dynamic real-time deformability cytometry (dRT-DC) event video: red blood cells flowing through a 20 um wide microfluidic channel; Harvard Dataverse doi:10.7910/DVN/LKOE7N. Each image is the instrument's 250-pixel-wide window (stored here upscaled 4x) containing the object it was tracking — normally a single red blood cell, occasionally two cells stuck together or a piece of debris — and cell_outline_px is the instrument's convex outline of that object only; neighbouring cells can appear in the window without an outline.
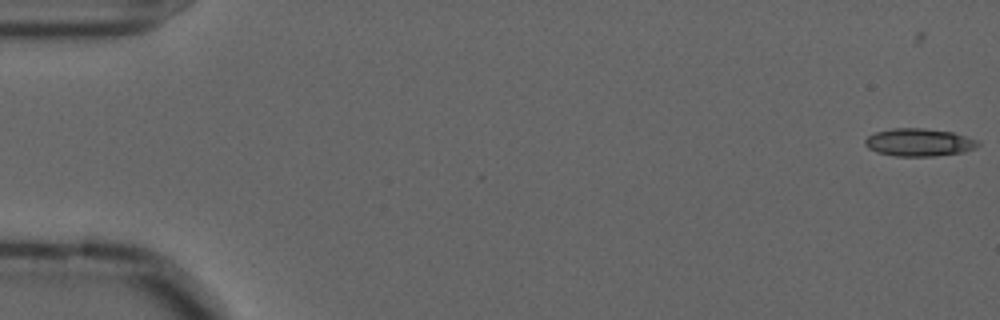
{"species": "common noctule bat (a hibernating species)", "species_latin": "Nyctalus noctula", "temperature_condition": "cold", "stored_images_in_passage": 50, "camera_frame_rate_fps": 3000, "um_per_image_px": 0.085, "animal": {"sex": "male", "forearm_length_mm": 52.5}, "frame": {"image": 1, "passage_image": 3, "time_ms": 0.667, "image_size_px": [1000, 320], "cell_outline_px": [[980, 144], [976, 148], [964, 152], [936, 156], [896, 156], [876, 152], [868, 148], [864, 144], [864, 140], [868, 136], [876, 132], [892, 128], [924, 128], [952, 132], [980, 140]], "centroid_in_image_um": [78.14, 12.1], "position_along_channel_um": 6.9, "area_um2": 18.44}}
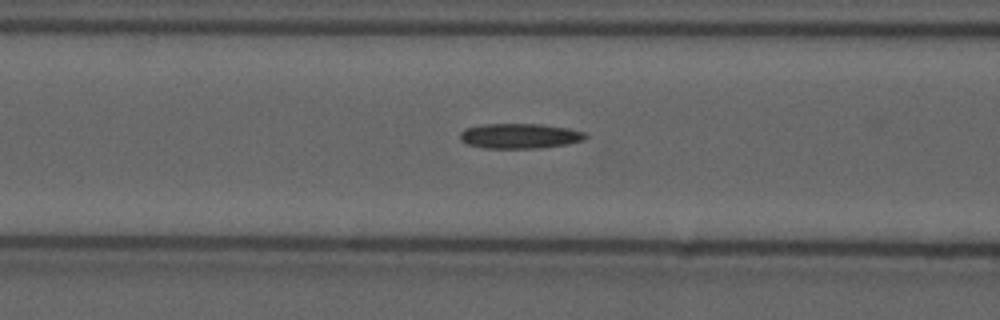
{"frame": {"image": 2, "passage_image": 25, "time_ms": 8.0, "image_size_px": [1000, 320], "cell_outline_px": [[588, 136], [584, 140], [568, 144], [536, 148], [484, 148], [468, 144], [460, 140], [460, 132], [464, 128], [484, 124], [540, 124], [568, 128], [584, 132]], "centroid_in_image_um": [44.17, 11.55], "position_along_channel_um": 122.4, "area_um2": 18.32}}
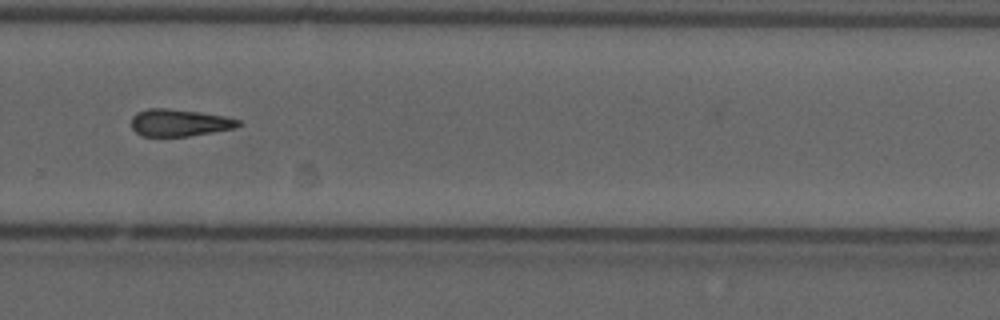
{"frame": {"image": 3, "passage_image": 41, "time_ms": 13.333, "image_size_px": [1000, 320], "cell_outline_px": [[244, 124], [236, 128], [188, 136], [140, 136], [132, 128], [132, 116], [136, 112], [148, 108], [168, 108], [200, 112], [224, 116], [240, 120]], "centroid_in_image_um": [15.26, 10.42], "position_along_channel_um": 314.5, "area_um2": 17.05}}